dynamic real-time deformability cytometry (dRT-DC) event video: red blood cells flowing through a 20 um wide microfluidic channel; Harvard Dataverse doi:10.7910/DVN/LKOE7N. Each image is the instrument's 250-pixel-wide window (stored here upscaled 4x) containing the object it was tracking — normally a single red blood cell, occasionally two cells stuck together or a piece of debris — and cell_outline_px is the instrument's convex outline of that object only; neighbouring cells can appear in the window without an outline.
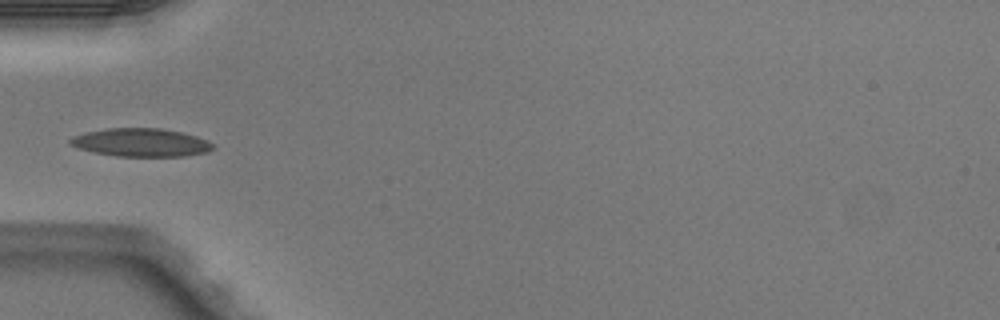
{"species": "Egyptian fruit bat (a non-hibernating species)", "species_latin": "Rousettus aegyptiacus", "temperature_condition": "warm", "stored_images_in_passage": 5, "camera_frame_rate_fps": 3000, "um_per_image_px": 0.085, "animal": {"sex": "male"}, "frame": {"image": 1, "passage_image": 5, "time_ms": 1.333, "image_size_px": [1000, 320], "cell_outline_px": [[216, 148], [208, 152], [184, 156], [116, 156], [92, 152], [68, 144], [68, 140], [72, 136], [104, 128], [160, 128], [180, 132], [196, 136], [208, 140]], "centroid_in_image_um": [11.98, 12.11], "position_along_channel_um": 73.0, "area_um2": 23.52}}